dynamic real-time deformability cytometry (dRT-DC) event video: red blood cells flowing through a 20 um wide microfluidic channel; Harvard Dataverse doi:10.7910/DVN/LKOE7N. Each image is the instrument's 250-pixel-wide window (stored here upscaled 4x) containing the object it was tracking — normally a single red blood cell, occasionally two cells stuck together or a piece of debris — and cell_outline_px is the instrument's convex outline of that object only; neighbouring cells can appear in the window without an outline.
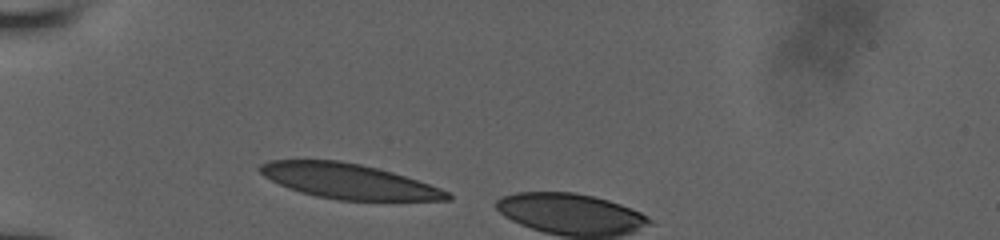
{"species": "human", "species_latin": "Homo sapiens", "temperature_condition": "room temperature", "stored_images_in_passage": 5, "camera_frame_rate_fps": 3000, "um_per_image_px": 0.085, "donor": {"sex": "male"}, "frame": {"image": 1, "passage_image": 1, "time_ms": 0.0, "image_size_px": [1000, 240], "cell_outline_px": [[452, 200], [340, 200], [316, 196], [300, 192], [288, 188], [264, 176], [256, 168], [260, 164], [268, 160], [340, 160], [360, 164], [392, 172], [440, 188], [448, 192], [452, 196]], "centroid_in_image_um": [29.58, 15.4], "position_along_channel_um": 55.4, "area_um2": 37.92}}